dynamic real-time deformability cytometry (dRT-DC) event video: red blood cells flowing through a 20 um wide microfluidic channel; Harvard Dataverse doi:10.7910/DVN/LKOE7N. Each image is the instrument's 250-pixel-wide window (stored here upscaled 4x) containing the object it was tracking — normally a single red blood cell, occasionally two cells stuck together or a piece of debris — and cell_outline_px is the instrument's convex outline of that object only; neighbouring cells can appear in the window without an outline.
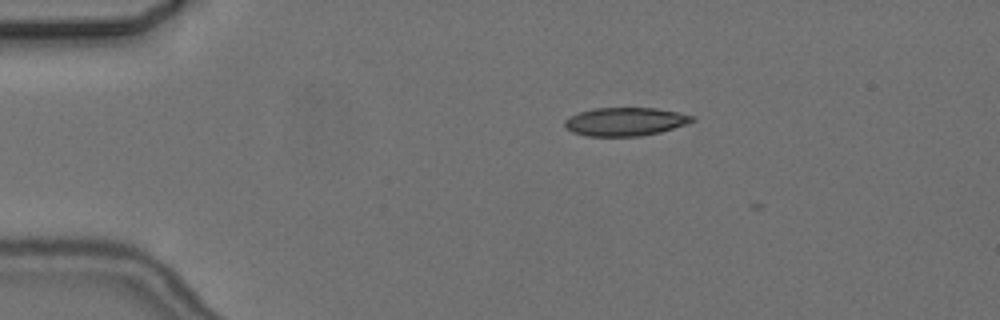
{"species": "common noctule bat (a hibernating species)", "species_latin": "Nyctalus noctula", "temperature_condition": "cold", "stored_images_in_passage": 2, "camera_frame_rate_fps": 3000, "um_per_image_px": 0.085, "animal": {"sex": "female", "body_mass_g": 24.6, "forearm_length_mm": 56.2}, "frame": {"image": 1, "passage_image": 1, "time_ms": 0.0, "image_size_px": [1000, 320], "cell_outline_px": [[696, 120], [688, 124], [660, 132], [640, 136], [588, 136], [572, 132], [564, 124], [564, 120], [580, 112], [592, 108], [656, 108], [696, 116]], "centroid_in_image_um": [53.19, 10.34], "position_along_channel_um": 31.8, "area_um2": 21.04}}